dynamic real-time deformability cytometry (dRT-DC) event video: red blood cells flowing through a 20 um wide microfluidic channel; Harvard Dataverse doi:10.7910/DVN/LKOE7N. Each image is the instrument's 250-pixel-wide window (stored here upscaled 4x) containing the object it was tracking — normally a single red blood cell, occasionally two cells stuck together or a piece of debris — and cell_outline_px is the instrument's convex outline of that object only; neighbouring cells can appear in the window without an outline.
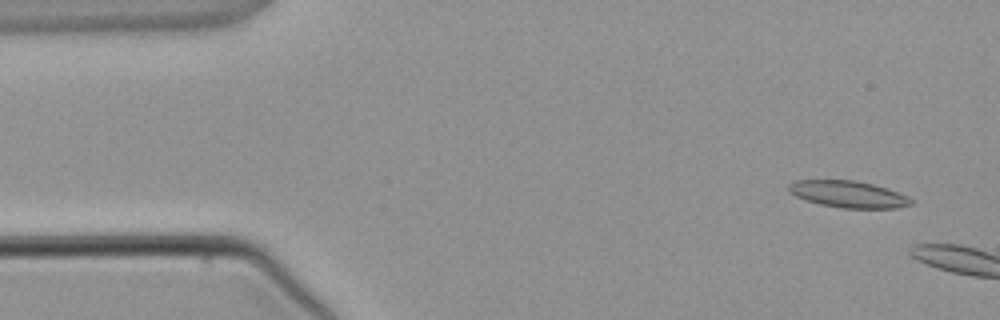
{"species": "common noctule bat (a hibernating species)", "species_latin": "Nyctalus noctula", "temperature_condition": "warm", "stored_images_in_passage": 2, "camera_frame_rate_fps": 3000, "um_per_image_px": 0.085, "animal": {"sex": "male", "body_mass_g": 21.5, "forearm_length_mm": 52.0}, "frame": {"image": 1, "passage_image": 1, "time_ms": 0.0, "image_size_px": [1000, 320], "cell_outline_px": [[916, 200], [912, 204], [896, 208], [844, 208], [820, 204], [796, 196], [788, 192], [788, 184], [796, 180], [856, 180], [888, 188], [908, 196]], "centroid_in_image_um": [72.14, 16.5], "position_along_channel_um": 12.9, "area_um2": 19.13}}